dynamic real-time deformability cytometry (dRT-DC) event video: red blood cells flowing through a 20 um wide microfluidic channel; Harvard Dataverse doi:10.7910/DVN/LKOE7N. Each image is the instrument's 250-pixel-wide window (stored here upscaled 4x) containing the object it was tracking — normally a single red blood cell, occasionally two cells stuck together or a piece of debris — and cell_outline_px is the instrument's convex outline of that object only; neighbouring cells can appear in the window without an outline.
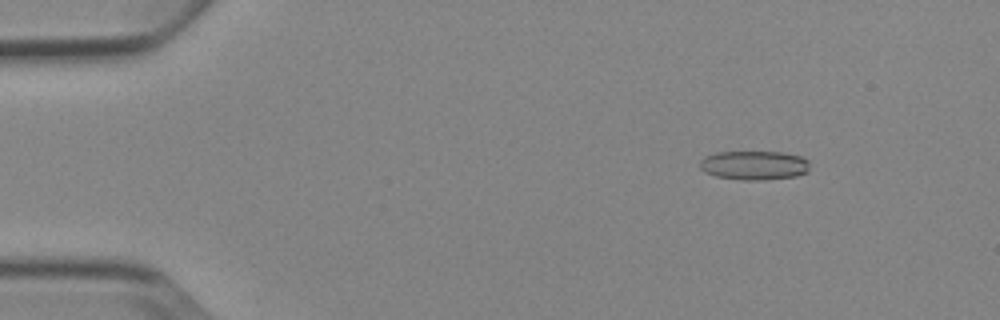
{"species": "Egyptian fruit bat (a non-hibernating species)", "species_latin": "Rousettus aegyptiacus", "temperature_condition": "cold", "stored_images_in_passage": 8, "camera_frame_rate_fps": 3000, "um_per_image_px": 0.085, "animal": {"sex": "female"}, "frame": {"image": 1, "passage_image": 2, "time_ms": 1.0, "image_size_px": [1000, 320], "cell_outline_px": [[808, 172], [796, 176], [764, 180], [740, 180], [716, 176], [704, 172], [700, 168], [700, 160], [704, 156], [716, 152], [784, 152], [800, 156], [808, 160]], "centroid_in_image_um": [64.09, 14.05], "position_along_channel_um": 20.9, "area_um2": 18.79}}
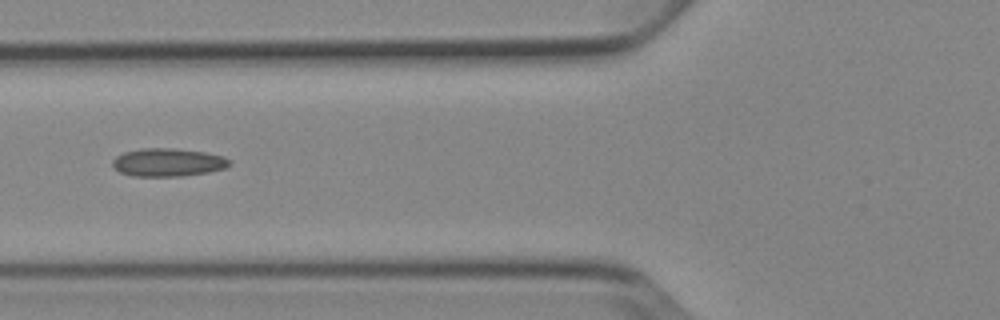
{"frame": {"image": 2, "passage_image": 6, "time_ms": 5.667, "image_size_px": [1000, 320], "cell_outline_px": [[232, 164], [224, 168], [208, 172], [184, 176], [132, 176], [120, 172], [112, 164], [112, 160], [116, 156], [124, 152], [140, 148], [172, 148], [204, 152], [224, 156], [232, 160]], "centroid_in_image_um": [14.29, 13.8], "position_along_channel_um": 111.5, "area_um2": 19.25}}
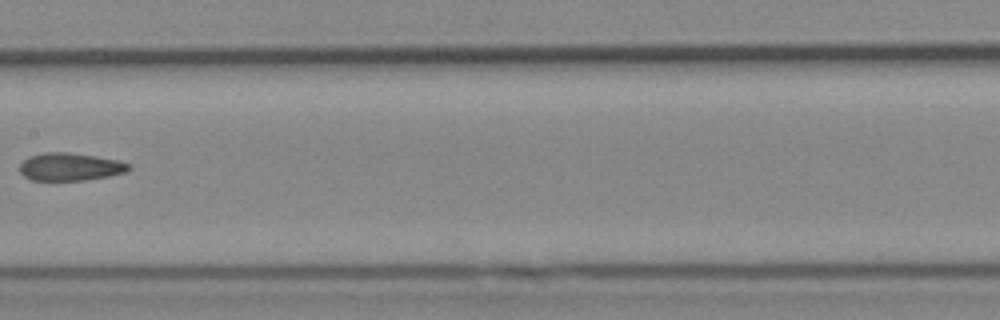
{"frame": {"image": 3, "passage_image": 8, "time_ms": 8.0, "image_size_px": [1000, 320], "cell_outline_px": [[132, 168], [124, 172], [108, 176], [84, 180], [32, 180], [24, 176], [20, 172], [20, 164], [28, 156], [44, 152], [68, 152], [96, 156], [120, 160], [132, 164]], "centroid_in_image_um": [5.98, 14.16], "position_along_channel_um": 201.4, "area_um2": 17.74}}